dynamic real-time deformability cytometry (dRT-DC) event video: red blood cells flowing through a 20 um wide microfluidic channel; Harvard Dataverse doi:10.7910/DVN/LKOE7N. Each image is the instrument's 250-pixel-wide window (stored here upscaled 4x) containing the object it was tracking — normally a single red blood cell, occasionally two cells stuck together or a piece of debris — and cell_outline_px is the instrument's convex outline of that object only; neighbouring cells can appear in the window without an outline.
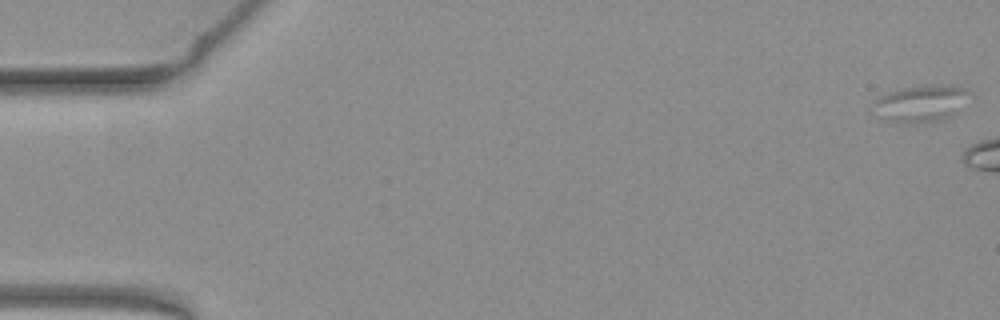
{"species": "common noctule bat (a hibernating species)", "species_latin": "Nyctalus noctula", "temperature_condition": "warm", "stored_images_in_passage": 5, "camera_frame_rate_fps": 3000, "um_per_image_px": 0.085, "animal": {"sex": "female", "body_mass_g": 19.3, "forearm_length_mm": 54.1}, "frame": {"image": 1, "passage_image": 1, "time_ms": 0.0, "image_size_px": [1000, 320], "cell_outline_px": [[972, 92], [948, 116], [940, 120], [912, 124], [900, 124], [880, 120], [868, 112], [868, 108], [880, 96], [888, 92], [904, 88], [924, 84], [956, 84]], "centroid_in_image_um": [78.1, 8.8], "position_along_channel_um": 6.9, "area_um2": 21.27}}